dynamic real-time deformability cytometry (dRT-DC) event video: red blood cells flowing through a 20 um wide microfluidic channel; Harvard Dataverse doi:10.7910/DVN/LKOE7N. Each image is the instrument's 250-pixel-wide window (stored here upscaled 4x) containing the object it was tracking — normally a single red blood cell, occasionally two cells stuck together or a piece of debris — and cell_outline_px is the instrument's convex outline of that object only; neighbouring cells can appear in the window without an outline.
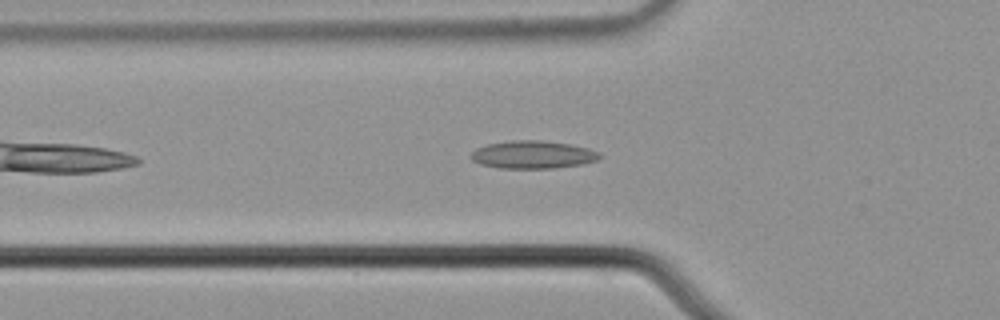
{"species": "common noctule bat (a hibernating species)", "species_latin": "Nyctalus noctula", "temperature_condition": "cold", "stored_images_in_passage": 45, "camera_frame_rate_fps": 3000, "um_per_image_px": 0.085, "animal": {"sex": "male", "body_mass_g": 21.5, "forearm_length_mm": 52.0}, "frame": {"image": 1, "passage_image": 7, "time_ms": 2.0, "image_size_px": [1000, 320], "cell_outline_px": [[600, 160], [584, 164], [552, 168], [500, 168], [480, 164], [472, 160], [468, 156], [476, 148], [488, 144], [512, 140], [540, 140], [572, 144], [588, 148], [600, 152]], "centroid_in_image_um": [45.31, 13.14], "position_along_channel_um": 80.5, "area_um2": 21.04}}
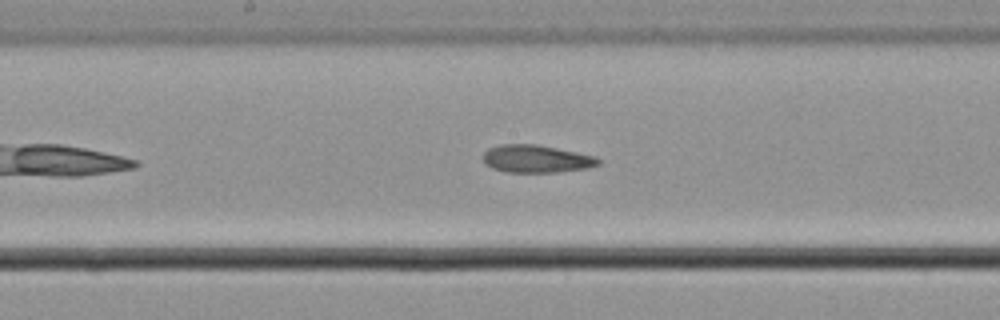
{"frame": {"image": 2, "passage_image": 17, "time_ms": 5.333, "image_size_px": [1000, 320], "cell_outline_px": [[600, 164], [588, 168], [556, 172], [508, 172], [492, 168], [484, 164], [480, 156], [488, 148], [500, 144], [536, 144], [596, 156], [600, 160]], "centroid_in_image_um": [45.54, 13.5], "position_along_channel_um": 202.7, "area_um2": 18.73}}
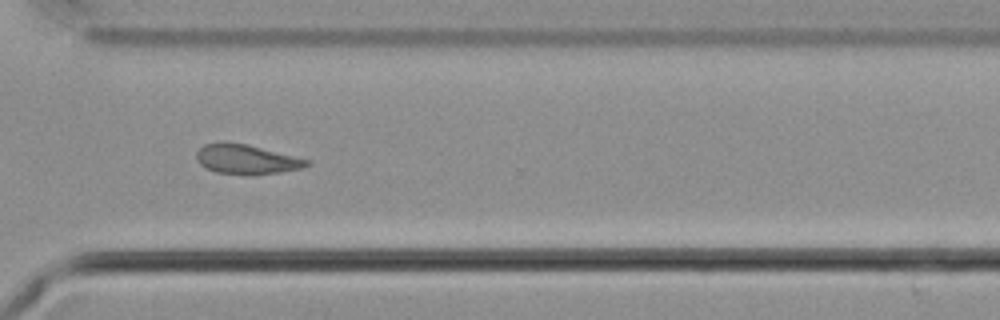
{"frame": {"image": 3, "passage_image": 29, "time_ms": 9.333, "image_size_px": [1000, 320], "cell_outline_px": [[312, 164], [304, 168], [280, 172], [248, 176], [216, 172], [204, 168], [200, 164], [196, 156], [196, 152], [204, 144], [220, 140], [224, 140], [248, 144], [312, 160]], "centroid_in_image_um": [20.96, 13.53], "position_along_channel_um": 349.6, "area_um2": 19.77}, "authors_computed_cell_mechanics": {"area_um2": 19.4208, "velocity_mm_per_s": 3.6637, "shape_relaxation_time_tau1_ms": null, "shape_relaxation_time_tau2_ms": 3.419, "deformation_change_tau1": null, "deformation_change_tau2": 0.0957}}